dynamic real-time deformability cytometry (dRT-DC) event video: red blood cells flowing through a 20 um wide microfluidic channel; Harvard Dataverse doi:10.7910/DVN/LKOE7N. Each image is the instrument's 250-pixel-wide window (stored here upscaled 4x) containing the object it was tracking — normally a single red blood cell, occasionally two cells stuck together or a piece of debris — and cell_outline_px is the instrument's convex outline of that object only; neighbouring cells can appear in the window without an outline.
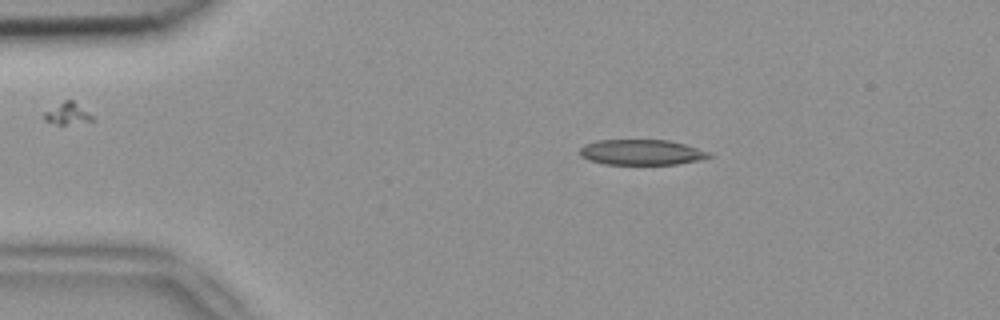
{"species": "common noctule bat (a hibernating species)", "species_latin": "Nyctalus noctula", "temperature_condition": "room temperature", "stored_images_in_passage": 4, "camera_frame_rate_fps": 3000, "um_per_image_px": 0.085, "animal": {"sex": "female", "body_mass_g": 18.4}, "frame": {"image": 1, "passage_image": 2, "time_ms": 0.333, "image_size_px": [1000, 320], "cell_outline_px": [[716, 156], [704, 160], [676, 164], [604, 164], [588, 160], [580, 156], [580, 148], [584, 144], [596, 140], [668, 140], [684, 144], [712, 152]], "centroid_in_image_um": [54.59, 12.95], "position_along_channel_um": 30.4, "area_um2": 19.48}}
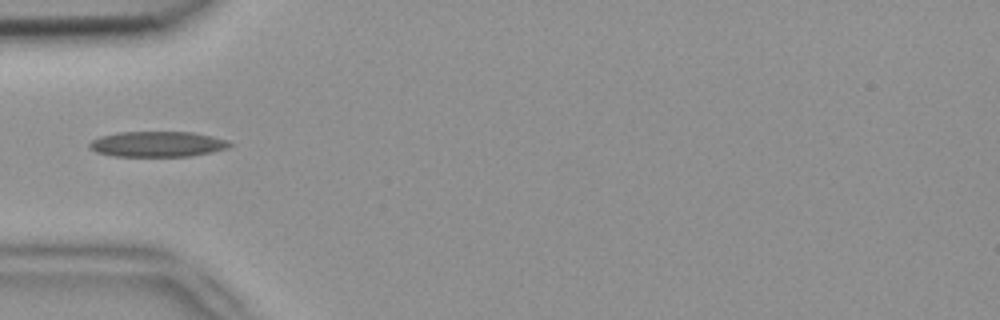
{"frame": {"image": 2, "passage_image": 4, "time_ms": 1.0, "image_size_px": [1000, 320], "cell_outline_px": [[232, 144], [228, 148], [212, 152], [192, 156], [112, 156], [96, 152], [88, 148], [88, 144], [92, 140], [100, 136], [116, 132], [192, 132], [212, 136], [228, 140]], "centroid_in_image_um": [13.36, 12.25], "position_along_channel_um": 71.6, "area_um2": 20.98}}